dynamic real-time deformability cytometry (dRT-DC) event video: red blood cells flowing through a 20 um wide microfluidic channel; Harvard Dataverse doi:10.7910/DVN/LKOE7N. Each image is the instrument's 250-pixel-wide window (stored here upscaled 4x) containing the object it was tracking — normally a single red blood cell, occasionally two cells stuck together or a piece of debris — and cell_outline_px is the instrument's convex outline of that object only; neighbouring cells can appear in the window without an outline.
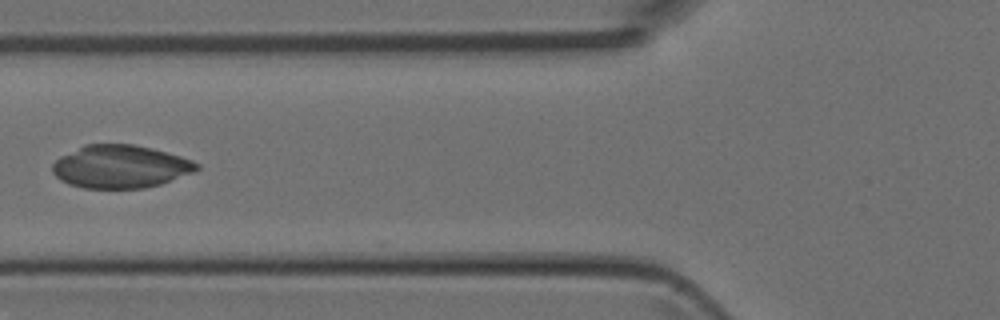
{"species": "Egyptian fruit bat (a non-hibernating species)", "species_latin": "Rousettus aegyptiacus", "temperature_condition": "room temperature", "stored_images_in_passage": 5, "camera_frame_rate_fps": 3000, "um_per_image_px": 0.085, "animal": {"sex": "female"}, "frame": {"image": 1, "passage_image": 4, "time_ms": 1.0, "image_size_px": [1000, 320], "cell_outline_px": [[200, 168], [196, 172], [160, 184], [144, 188], [84, 188], [68, 184], [60, 180], [52, 172], [52, 164], [60, 156], [84, 144], [132, 144], [152, 148], [180, 156], [192, 160], [200, 164]], "centroid_in_image_um": [10.24, 14.16], "position_along_channel_um": 115.6, "area_um2": 36.3}}
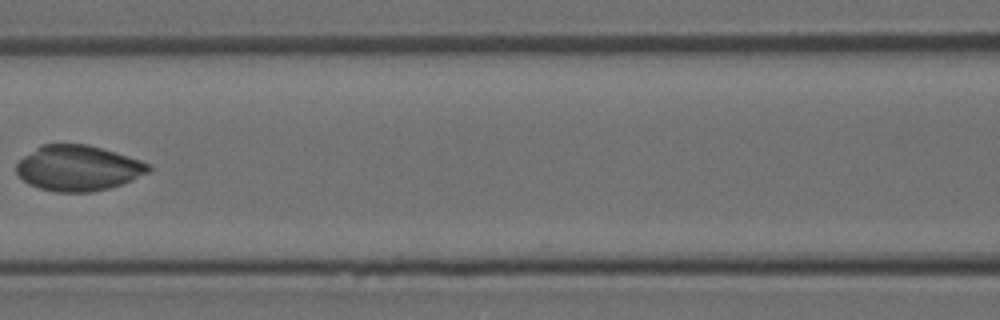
{"frame": {"image": 2, "passage_image": 5, "time_ms": 1.333, "image_size_px": [1000, 320], "cell_outline_px": [[152, 172], [132, 180], [108, 188], [92, 192], [56, 192], [40, 188], [28, 184], [16, 172], [16, 164], [24, 156], [40, 144], [88, 144], [140, 160], [152, 164]], "centroid_in_image_um": [6.66, 14.29], "position_along_channel_um": 159.9, "area_um2": 35.08}}